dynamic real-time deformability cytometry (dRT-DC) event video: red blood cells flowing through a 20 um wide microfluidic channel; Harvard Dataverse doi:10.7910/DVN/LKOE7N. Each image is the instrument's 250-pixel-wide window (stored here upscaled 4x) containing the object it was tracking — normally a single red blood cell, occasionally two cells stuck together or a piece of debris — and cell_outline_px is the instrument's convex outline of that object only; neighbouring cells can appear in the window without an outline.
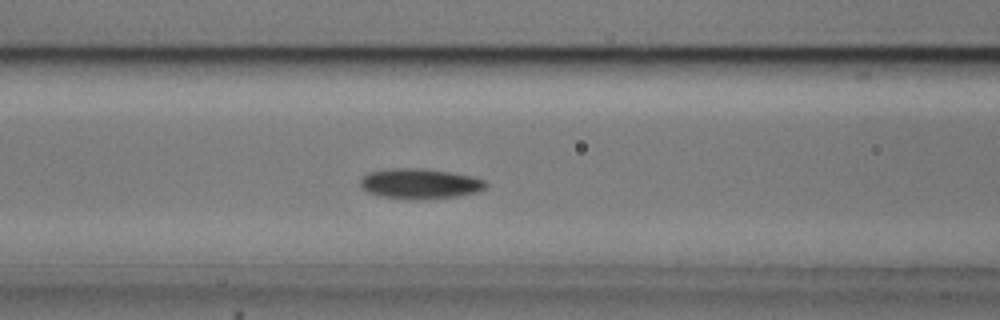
{"species": "common noctule bat (a hibernating species)", "species_latin": "Nyctalus noctula", "temperature_condition": "cold", "stored_images_in_passage": 45, "camera_frame_rate_fps": 3000, "um_per_image_px": 0.085, "animal": {"sex": "male", "body_mass_g": 20.5, "forearm_length_mm": 52.5}, "frame": {"image": 1, "passage_image": 12, "time_ms": 3.667, "image_size_px": [1000, 320], "cell_outline_px": [[488, 184], [484, 188], [476, 192], [456, 196], [424, 200], [380, 196], [368, 192], [360, 184], [360, 180], [368, 172], [388, 168], [420, 168], [452, 172], [472, 176], [484, 180]], "centroid_in_image_um": [35.69, 15.6], "position_along_channel_um": 130.9, "area_um2": 22.08}}
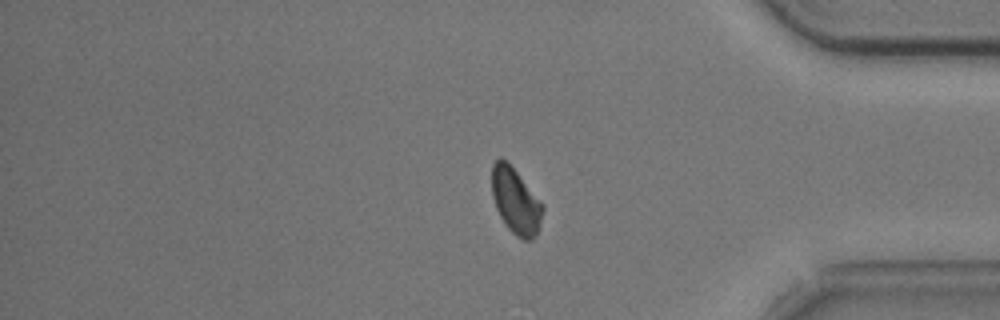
{"frame": {"image": 2, "passage_image": 35, "time_ms": 11.333, "image_size_px": [1000, 320], "cell_outline_px": [[544, 208], [540, 224], [536, 236], [532, 240], [524, 240], [516, 236], [508, 228], [500, 216], [496, 208], [492, 196], [492, 164], [500, 156], [516, 172], [544, 204]], "centroid_in_image_um": [43.84, 17.12], "position_along_channel_um": 391.4, "area_um2": 19.36}}
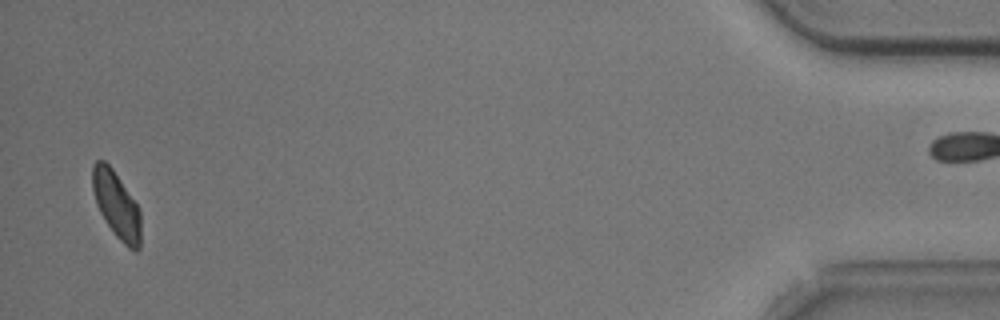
{"frame": {"image": 3, "passage_image": 43, "time_ms": 14.0, "image_size_px": [1000, 320], "cell_outline_px": [[140, 248], [136, 252], [128, 248], [112, 232], [104, 220], [96, 204], [92, 188], [92, 164], [96, 160], [104, 160], [112, 168], [140, 208]], "centroid_in_image_um": [9.89, 17.42], "position_along_channel_um": 425.3, "area_um2": 18.96}, "authors_computed_cell_mechanics": {"area_um2": 20.6346, "velocity_mm_per_s": 3.68, "shape_relaxation_time_tau1_ms": 2.9855, "shape_relaxation_time_tau2_ms": null, "deformation_change_tau1": 0.0817, "deformation_change_tau2": null}}